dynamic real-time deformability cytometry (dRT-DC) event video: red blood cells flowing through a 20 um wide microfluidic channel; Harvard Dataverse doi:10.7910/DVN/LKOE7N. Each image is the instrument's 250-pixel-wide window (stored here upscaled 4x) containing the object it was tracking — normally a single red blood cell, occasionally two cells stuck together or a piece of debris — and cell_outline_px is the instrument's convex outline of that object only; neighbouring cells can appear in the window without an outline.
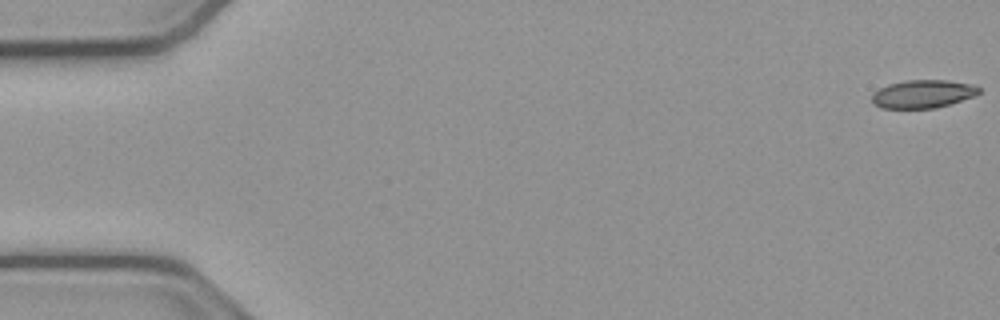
{"species": "common noctule bat (a hibernating species)", "species_latin": "Nyctalus noctula", "temperature_condition": "cold", "stored_images_in_passage": 54, "camera_frame_rate_fps": 3000, "um_per_image_px": 0.085, "animal": {"sex": "male", "body_mass_g": 23.1, "forearm_length_mm": 52.7}, "frame": {"image": 1, "passage_image": 1, "time_ms": 0.0, "image_size_px": [1000, 320], "cell_outline_px": [[980, 92], [972, 96], [936, 108], [880, 108], [872, 100], [872, 92], [888, 84], [908, 80], [944, 80], [972, 84], [980, 88]], "centroid_in_image_um": [78.41, 7.98], "position_along_channel_um": 6.6, "area_um2": 17.28}}
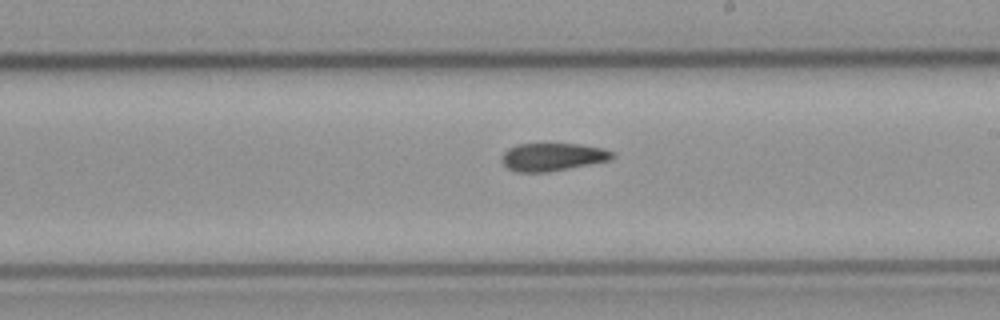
{"frame": {"image": 2, "passage_image": 31, "time_ms": 10.0, "image_size_px": [1000, 320], "cell_outline_px": [[616, 156], [612, 160], [548, 172], [516, 172], [508, 168], [500, 160], [504, 152], [508, 148], [516, 144], [580, 144], [604, 148], [612, 152]], "centroid_in_image_um": [46.98, 13.34], "position_along_channel_um": 242.0, "area_um2": 18.09}}
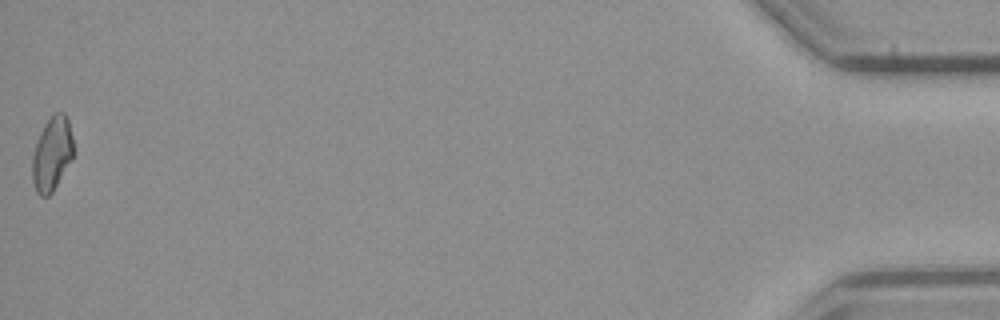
{"frame": {"image": 3, "passage_image": 54, "time_ms": 17.667, "image_size_px": [1000, 320], "cell_outline_px": [[72, 160], [52, 192], [48, 196], [40, 196], [36, 192], [32, 180], [32, 156], [40, 132], [44, 124], [56, 112], [64, 112], [68, 120], [72, 136]], "centroid_in_image_um": [4.4, 13.09], "position_along_channel_um": 430.8, "area_um2": 17.57}, "authors_computed_cell_mechanics": {"area_um2": 18.2648, "velocity_mm_per_s": 3.8397, "shape_relaxation_time_tau1_ms": null, "shape_relaxation_time_tau2_ms": 4.0139, "deformation_change_tau1": null, "deformation_change_tau2": 0.0971}}